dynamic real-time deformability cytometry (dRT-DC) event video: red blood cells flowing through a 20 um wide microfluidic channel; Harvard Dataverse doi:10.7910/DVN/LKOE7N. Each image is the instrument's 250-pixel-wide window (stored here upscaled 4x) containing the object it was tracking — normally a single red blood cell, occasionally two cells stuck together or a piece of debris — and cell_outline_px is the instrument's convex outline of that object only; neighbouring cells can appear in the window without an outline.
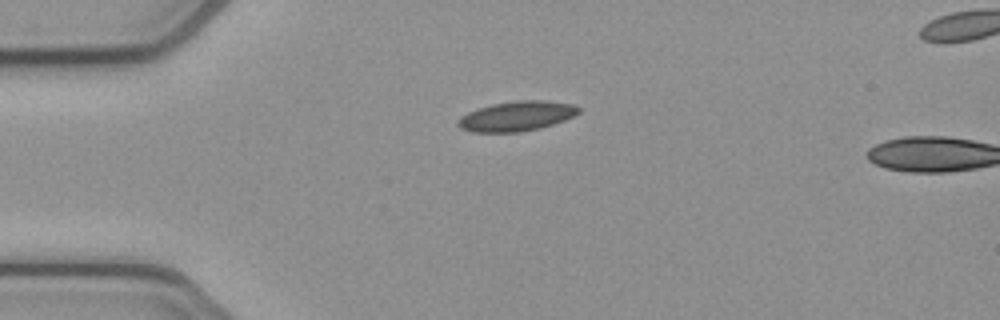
{"species": "common noctule bat (a hibernating species)", "species_latin": "Nyctalus noctula", "temperature_condition": "cold", "stored_images_in_passage": 3, "camera_frame_rate_fps": 3000, "um_per_image_px": 0.085, "animal": {"sex": "female", "body_mass_g": 21.9}, "frame": {"image": 1, "passage_image": 1, "time_ms": 0.0, "image_size_px": [1000, 320], "cell_outline_px": [[580, 112], [564, 120], [540, 128], [520, 132], [472, 132], [460, 128], [456, 124], [456, 120], [460, 116], [468, 112], [492, 104], [516, 100], [544, 100], [576, 104], [580, 108]], "centroid_in_image_um": [43.9, 9.87], "position_along_channel_um": 41.1, "area_um2": 21.1}}